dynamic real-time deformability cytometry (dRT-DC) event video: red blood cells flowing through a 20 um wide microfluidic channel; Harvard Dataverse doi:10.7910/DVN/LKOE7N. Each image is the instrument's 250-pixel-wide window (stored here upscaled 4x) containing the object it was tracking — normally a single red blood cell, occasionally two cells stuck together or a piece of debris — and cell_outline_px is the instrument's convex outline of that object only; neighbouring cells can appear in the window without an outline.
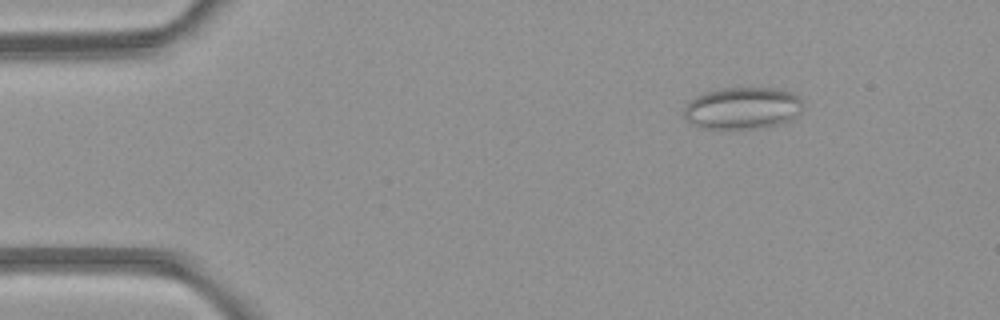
{"species": "common noctule bat (a hibernating species)", "species_latin": "Nyctalus noctula", "temperature_condition": "room temperature", "stored_images_in_passage": 4, "camera_frame_rate_fps": 3000, "um_per_image_px": 0.085, "animal": {"sex": "female", "body_mass_g": 21.9}, "frame": {"image": 1, "passage_image": 1, "time_ms": 0.0, "image_size_px": [1000, 320], "cell_outline_px": [[804, 104], [800, 112], [796, 116], [788, 120], [764, 128], [704, 128], [692, 124], [684, 116], [684, 112], [688, 104], [696, 96], [704, 92], [720, 88], [772, 88], [792, 92], [804, 100]], "centroid_in_image_um": [63.15, 9.18], "position_along_channel_um": 21.8, "area_um2": 28.96}}